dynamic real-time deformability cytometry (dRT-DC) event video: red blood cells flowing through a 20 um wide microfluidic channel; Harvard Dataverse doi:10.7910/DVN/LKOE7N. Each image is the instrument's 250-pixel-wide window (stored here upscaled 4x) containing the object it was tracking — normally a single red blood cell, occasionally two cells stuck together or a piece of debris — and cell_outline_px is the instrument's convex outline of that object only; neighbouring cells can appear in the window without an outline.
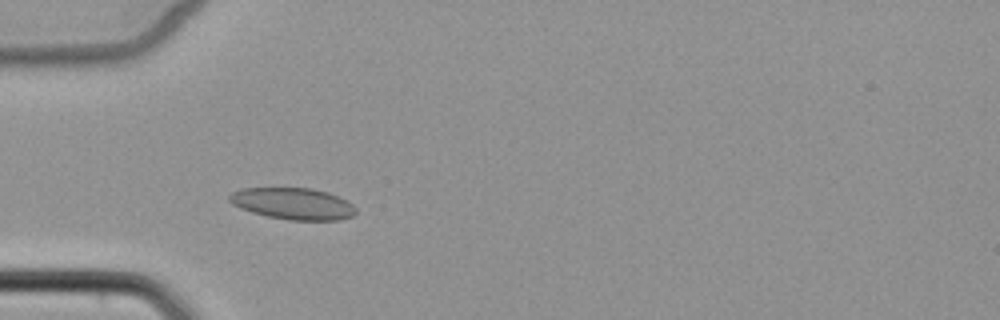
{"species": "common noctule bat (a hibernating species)", "species_latin": "Nyctalus noctula", "temperature_condition": "cold", "stored_images_in_passage": 3, "camera_frame_rate_fps": 3000, "um_per_image_px": 0.085, "animal": {"sex": "female", "body_mass_g": 22.7, "forearm_length_mm": 54.2}, "frame": {"image": 1, "passage_image": 2, "time_ms": 2.333, "image_size_px": [1000, 320], "cell_outline_px": [[356, 212], [352, 216], [340, 220], [288, 220], [268, 216], [252, 212], [240, 208], [232, 204], [228, 200], [228, 196], [232, 192], [244, 188], [312, 188], [328, 192], [352, 204], [356, 208]], "centroid_in_image_um": [24.89, 17.31], "position_along_channel_um": 60.1, "area_um2": 23.24}}
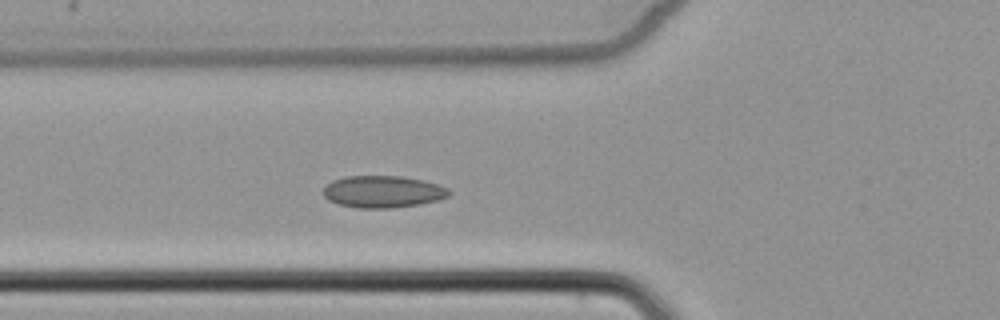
{"frame": {"image": 2, "passage_image": 3, "time_ms": 3.333, "image_size_px": [1000, 320], "cell_outline_px": [[452, 192], [448, 196], [436, 200], [420, 204], [392, 208], [360, 208], [340, 204], [328, 200], [324, 196], [324, 188], [332, 180], [344, 176], [400, 176], [424, 180], [448, 188]], "centroid_in_image_um": [32.55, 16.29], "position_along_channel_um": 93.3, "area_um2": 23.35}}